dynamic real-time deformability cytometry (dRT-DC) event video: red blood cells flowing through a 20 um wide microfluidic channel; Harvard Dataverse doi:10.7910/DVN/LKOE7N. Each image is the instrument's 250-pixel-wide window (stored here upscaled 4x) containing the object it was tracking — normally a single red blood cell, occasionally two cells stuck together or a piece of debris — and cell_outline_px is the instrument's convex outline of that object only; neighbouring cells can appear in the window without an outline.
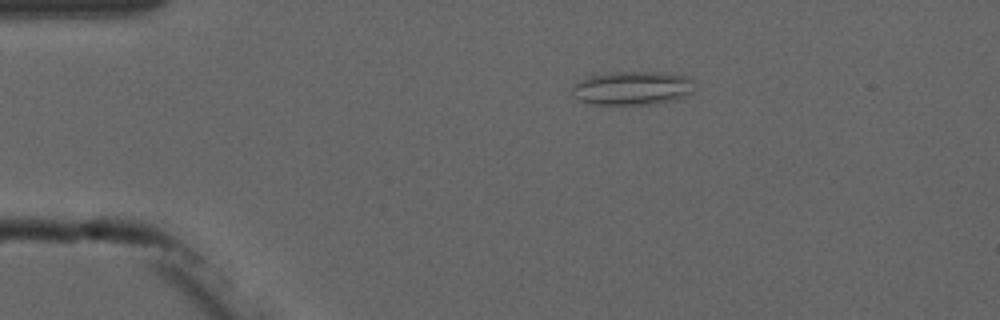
{"species": "common noctule bat (a hibernating species)", "species_latin": "Nyctalus noctula", "temperature_condition": "cold", "stored_images_in_passage": 6, "camera_frame_rate_fps": 3000, "um_per_image_px": 0.085, "animal": {"sex": "male", "forearm_length_mm": 52.5}, "frame": {"image": 1, "passage_image": 3, "time_ms": 2.333, "image_size_px": [1000, 320], "cell_outline_px": [[692, 92], [672, 100], [652, 104], [592, 104], [580, 100], [572, 96], [572, 84], [592, 72], [672, 72], [688, 76], [692, 80]], "centroid_in_image_um": [53.66, 7.45], "position_along_channel_um": 31.3, "area_um2": 24.51}}
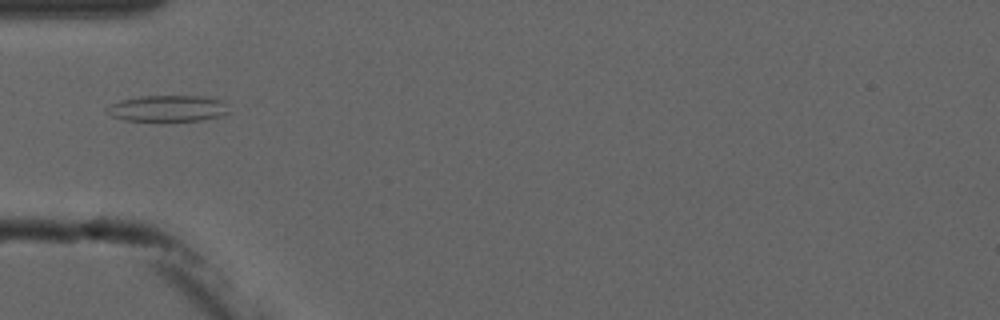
{"frame": {"image": 2, "passage_image": 5, "time_ms": 4.667, "image_size_px": [1000, 320], "cell_outline_px": [[228, 112], [220, 116], [200, 120], [124, 120], [112, 116], [104, 108], [120, 100], [140, 96], [204, 96], [224, 100]], "centroid_in_image_um": [14.26, 9.2], "position_along_channel_um": 70.7, "area_um2": 18.44}}